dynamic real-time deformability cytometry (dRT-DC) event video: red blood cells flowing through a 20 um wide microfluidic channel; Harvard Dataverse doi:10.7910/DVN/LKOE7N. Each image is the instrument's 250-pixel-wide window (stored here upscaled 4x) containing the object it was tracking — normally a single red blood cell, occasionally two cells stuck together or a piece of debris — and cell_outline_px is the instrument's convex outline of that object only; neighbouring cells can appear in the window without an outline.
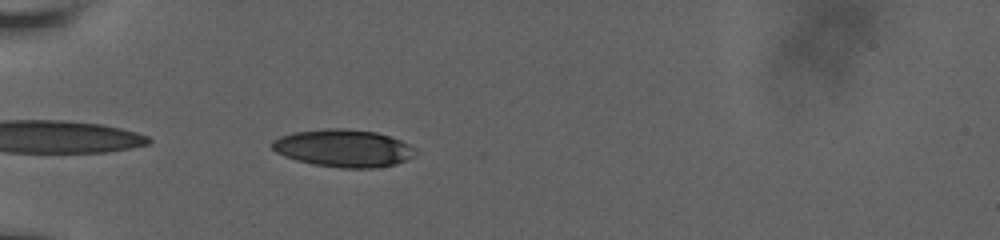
{"species": "human", "species_latin": "Homo sapiens", "temperature_condition": "room temperature", "stored_images_in_passage": 39, "camera_frame_rate_fps": 3000, "um_per_image_px": 0.085, "donor": {"sex": "male"}, "frame": {"image": 1, "passage_image": 2, "time_ms": 0.333, "image_size_px": [1000, 240], "cell_outline_px": [[416, 152], [412, 156], [396, 164], [372, 168], [340, 168], [312, 164], [296, 160], [284, 156], [276, 152], [272, 148], [272, 140], [280, 136], [292, 132], [328, 128], [344, 128], [376, 132], [400, 140], [408, 144]], "centroid_in_image_um": [29.14, 12.59], "position_along_channel_um": 55.9, "area_um2": 31.21}}
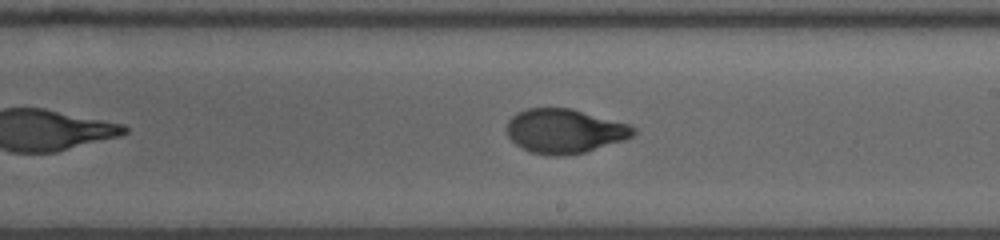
{"frame": {"image": 2, "passage_image": 18, "time_ms": 5.667, "image_size_px": [1000, 240], "cell_outline_px": [[636, 132], [632, 136], [624, 140], [584, 152], [564, 156], [552, 156], [528, 152], [516, 144], [508, 136], [508, 120], [516, 112], [528, 108], [572, 108], [628, 124], [636, 128]], "centroid_in_image_um": [47.98, 11.14], "position_along_channel_um": 241.0, "area_um2": 32.66}}
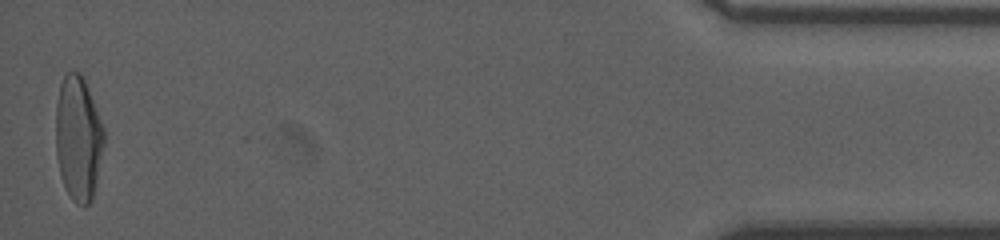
{"frame": {"image": 3, "passage_image": 39, "time_ms": 12.667, "image_size_px": [1000, 240], "cell_outline_px": [[104, 144], [92, 200], [84, 208], [76, 204], [72, 200], [64, 184], [60, 172], [56, 156], [56, 104], [60, 84], [64, 76], [68, 72], [80, 72], [84, 80], [104, 128]], "centroid_in_image_um": [6.64, 11.78], "position_along_channel_um": 428.6, "area_um2": 34.8}, "authors_computed_cell_mechanics": {"area_um2": 32.7726, "velocity_mm_per_s": 3.821, "shape_relaxation_time_tau1_ms": 5.4969, "shape_relaxation_time_tau2_ms": 0.7296, "deformation_change_tau1": 0.2374, "deformation_change_tau2": 0.051}}